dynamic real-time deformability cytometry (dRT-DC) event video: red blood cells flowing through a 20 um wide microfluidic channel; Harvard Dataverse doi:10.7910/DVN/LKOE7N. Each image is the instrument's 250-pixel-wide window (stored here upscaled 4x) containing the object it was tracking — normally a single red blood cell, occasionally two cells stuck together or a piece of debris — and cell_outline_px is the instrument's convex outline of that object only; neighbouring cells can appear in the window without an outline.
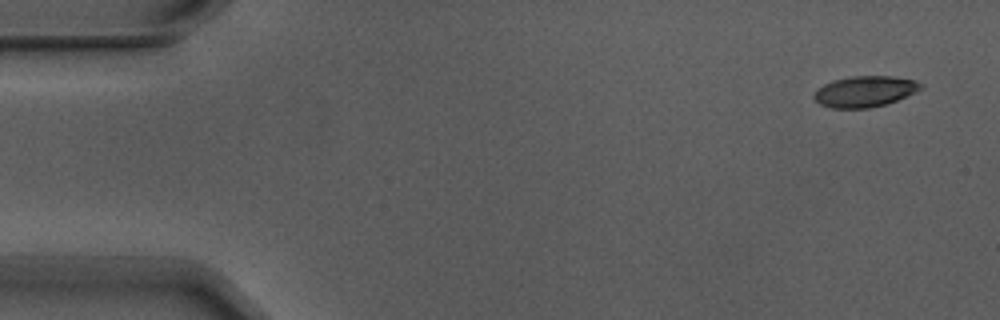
{"species": "Egyptian fruit bat (a non-hibernating species)", "species_latin": "Rousettus aegyptiacus", "temperature_condition": "warm", "stored_images_in_passage": 7, "camera_frame_rate_fps": 3000, "um_per_image_px": 0.085, "animal": {"sex": "male"}, "frame": {"image": 1, "passage_image": 1, "time_ms": 0.0, "image_size_px": [1000, 320], "cell_outline_px": [[924, 88], [896, 100], [884, 104], [868, 108], [832, 108], [820, 104], [812, 96], [824, 84], [832, 80], [852, 76], [892, 76], [916, 80], [924, 84]], "centroid_in_image_um": [73.54, 7.76], "position_along_channel_um": 11.5, "area_um2": 19.13}}
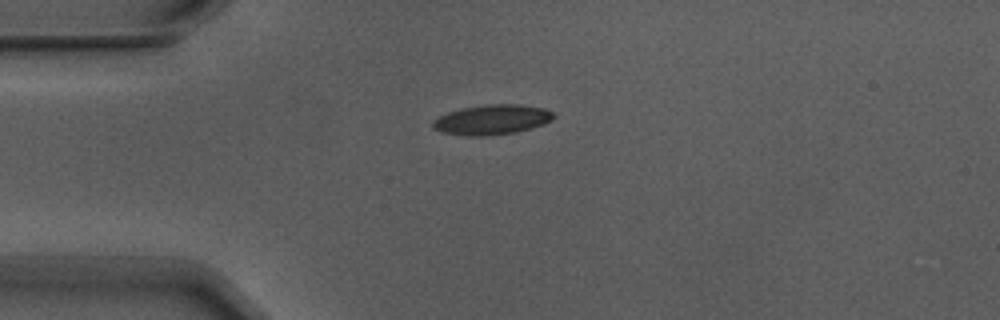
{"frame": {"image": 2, "passage_image": 4, "time_ms": 1.0, "image_size_px": [1000, 320], "cell_outline_px": [[556, 116], [552, 120], [544, 124], [516, 132], [488, 136], [464, 136], [440, 132], [432, 128], [432, 120], [448, 112], [460, 108], [488, 104], [520, 104], [544, 108], [552, 112]], "centroid_in_image_um": [41.79, 10.17], "position_along_channel_um": 43.2, "area_um2": 21.33}}
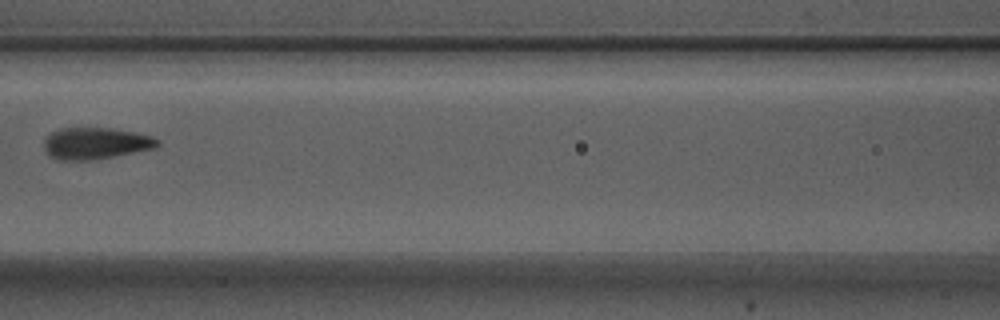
{"frame": {"image": 3, "passage_image": 7, "time_ms": 2.0, "image_size_px": [1000, 320], "cell_outline_px": [[160, 144], [156, 148], [112, 156], [88, 160], [60, 160], [52, 156], [44, 148], [44, 140], [52, 132], [60, 128], [112, 128], [136, 132], [152, 136], [160, 140]], "centroid_in_image_um": [8.17, 12.17], "position_along_channel_um": 158.4, "area_um2": 20.75}}